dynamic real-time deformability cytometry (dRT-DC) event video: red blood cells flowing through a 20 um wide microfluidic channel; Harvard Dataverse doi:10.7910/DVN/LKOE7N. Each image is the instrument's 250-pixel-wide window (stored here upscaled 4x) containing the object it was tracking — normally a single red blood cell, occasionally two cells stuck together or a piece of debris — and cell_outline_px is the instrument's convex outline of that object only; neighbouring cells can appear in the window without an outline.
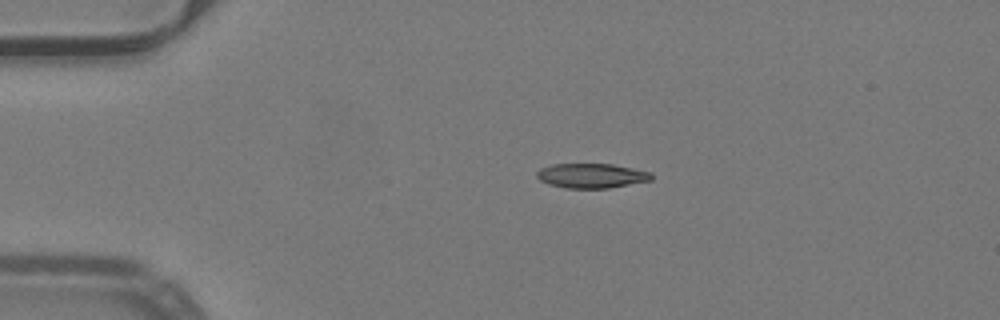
{"species": "common noctule bat (a hibernating species)", "species_latin": "Nyctalus noctula", "temperature_condition": "warm", "stored_images_in_passage": 41, "camera_frame_rate_fps": 3000, "um_per_image_px": 0.085, "animal": {"sex": "male", "body_mass_g": 19.2, "forearm_length_mm": 51.8}, "frame": {"image": 1, "passage_image": 1, "time_ms": 0.0, "image_size_px": [1000, 320], "cell_outline_px": [[652, 180], [608, 188], [564, 188], [548, 184], [540, 180], [536, 176], [536, 172], [540, 168], [552, 164], [612, 164], [652, 172]], "centroid_in_image_um": [50.26, 14.93], "position_along_channel_um": 34.7, "area_um2": 16.47}}
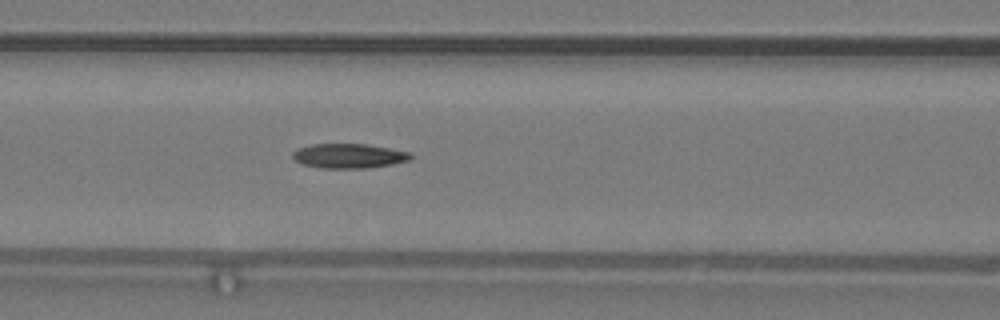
{"frame": {"image": 2, "passage_image": 12, "time_ms": 3.667, "image_size_px": [1000, 320], "cell_outline_px": [[412, 160], [392, 164], [368, 168], [320, 168], [304, 164], [296, 160], [292, 156], [292, 152], [296, 148], [312, 144], [368, 144], [412, 152]], "centroid_in_image_um": [29.69, 13.24], "position_along_channel_um": 136.9, "area_um2": 17.05}}
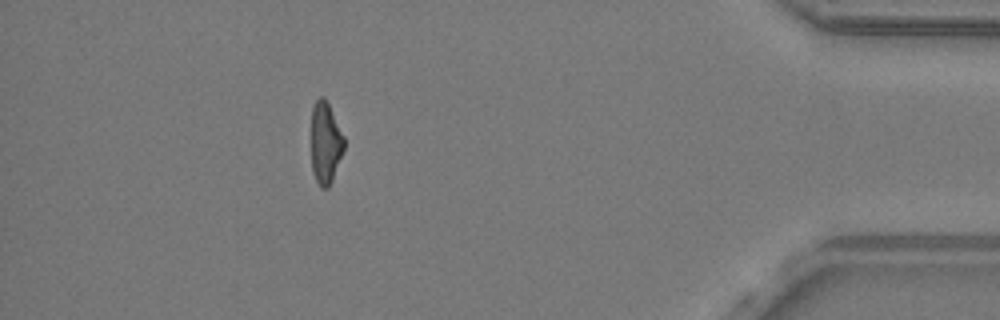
{"frame": {"image": 3, "passage_image": 36, "time_ms": 11.667, "image_size_px": [1000, 320], "cell_outline_px": [[344, 148], [332, 180], [328, 188], [324, 188], [316, 180], [312, 172], [312, 108], [316, 100], [320, 96], [324, 96], [344, 136]], "centroid_in_image_um": [27.66, 12.13], "position_along_channel_um": 407.5, "area_um2": 15.32}, "authors_computed_cell_mechanics": {"area_um2": 17.051, "velocity_mm_per_s": 4.0268, "shape_relaxation_time_tau1_ms": 11.3132, "shape_relaxation_time_tau2_ms": 6.1836, "deformation_change_tau1": 0.2914, "deformation_change_tau2": 0.1668}}